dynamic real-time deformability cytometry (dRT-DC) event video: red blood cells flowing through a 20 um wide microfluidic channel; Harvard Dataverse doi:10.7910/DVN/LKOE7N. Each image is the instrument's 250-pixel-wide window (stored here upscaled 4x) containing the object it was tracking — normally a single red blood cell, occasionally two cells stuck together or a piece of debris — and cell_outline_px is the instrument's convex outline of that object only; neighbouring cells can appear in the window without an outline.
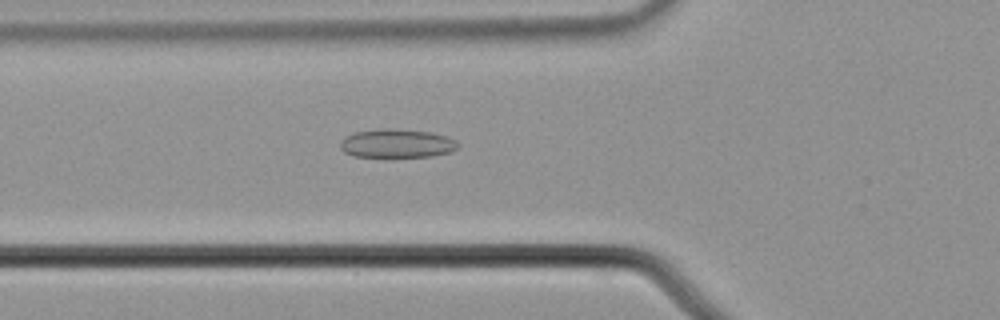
{"species": "common noctule bat (a hibernating species)", "species_latin": "Nyctalus noctula", "temperature_condition": "cold", "stored_images_in_passage": 35, "camera_frame_rate_fps": 3000, "um_per_image_px": 0.085, "animal": {"sex": "male", "body_mass_g": 21.5, "forearm_length_mm": 52.0}, "frame": {"image": 1, "passage_image": 3, "time_ms": 0.667, "image_size_px": [1000, 320], "cell_outline_px": [[460, 144], [452, 152], [432, 156], [392, 160], [380, 160], [352, 156], [344, 152], [340, 148], [340, 140], [344, 136], [356, 132], [384, 128], [388, 128], [432, 132], [448, 136], [456, 140]], "centroid_in_image_um": [33.71, 12.26], "position_along_channel_um": 92.1, "area_um2": 21.04}}
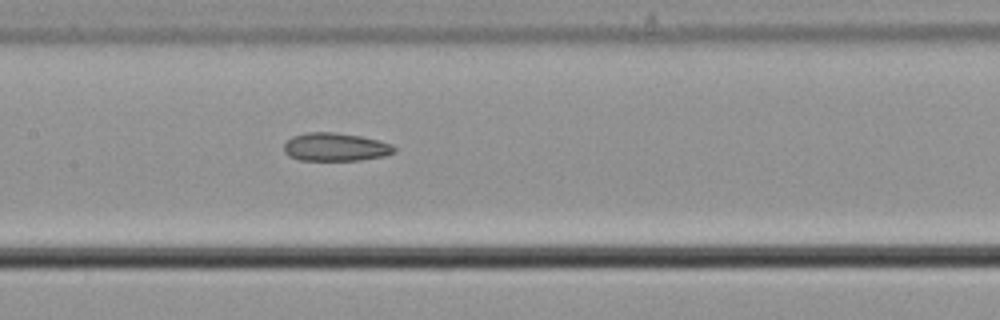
{"frame": {"image": 2, "passage_image": 10, "time_ms": 3.0, "image_size_px": [1000, 320], "cell_outline_px": [[396, 152], [384, 156], [360, 160], [300, 160], [288, 156], [284, 152], [284, 144], [292, 136], [308, 132], [332, 132], [360, 136], [392, 144], [396, 148]], "centroid_in_image_um": [28.5, 12.5], "position_along_channel_um": 178.9, "area_um2": 18.09}}
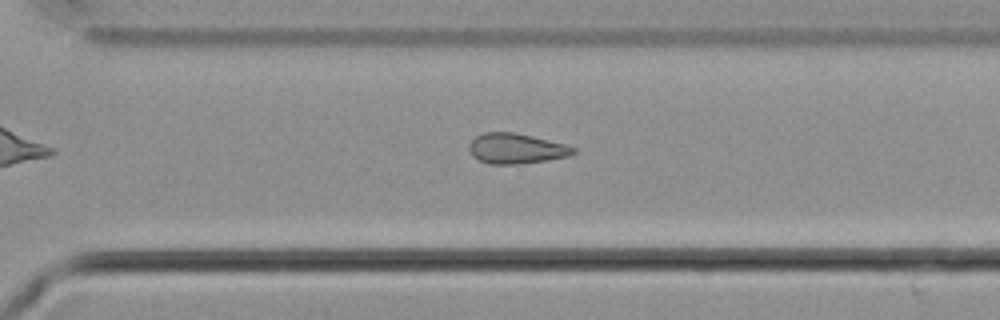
{"frame": {"image": 3, "passage_image": 22, "time_ms": 7.0, "image_size_px": [1000, 320], "cell_outline_px": [[576, 152], [568, 156], [548, 160], [520, 164], [492, 164], [480, 160], [472, 156], [468, 148], [468, 144], [476, 136], [484, 132], [516, 132], [568, 144], [576, 148]], "centroid_in_image_um": [43.9, 12.61], "position_along_channel_um": 326.7, "area_um2": 18.61}}